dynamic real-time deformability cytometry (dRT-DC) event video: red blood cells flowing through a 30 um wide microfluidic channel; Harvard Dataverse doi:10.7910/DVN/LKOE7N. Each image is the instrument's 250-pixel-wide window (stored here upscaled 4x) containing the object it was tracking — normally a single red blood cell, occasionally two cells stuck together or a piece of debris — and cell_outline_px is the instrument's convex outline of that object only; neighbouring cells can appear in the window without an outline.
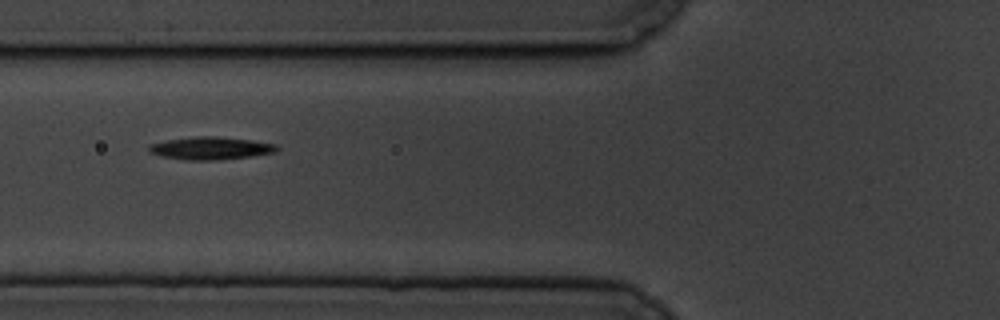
{"species": "common noctule bat (a hibernating species)", "species_latin": "Nyctalus noctula", "temperature_condition": "cold", "stored_images_in_passage": 8, "segment_of_instrument_passage": [2, 2], "camera_frame_rate_fps": 3000, "um_per_image_px": 0.085, "animal": {"sex": "male", "body_mass_g": 19.5, "forearm_length_mm": 54.6}, "frame": {"image": 1, "passage_image": 5, "time_ms": 5.667, "image_size_px": [1000, 320], "cell_outline_px": [[280, 148], [276, 152], [252, 156], [212, 160], [188, 160], [160, 156], [152, 152], [148, 148], [148, 144], [168, 140], [196, 136], [216, 136], [252, 140], [276, 144]], "centroid_in_image_um": [17.94, 12.59], "position_along_channel_um": 107.9, "area_um2": 16.82}}
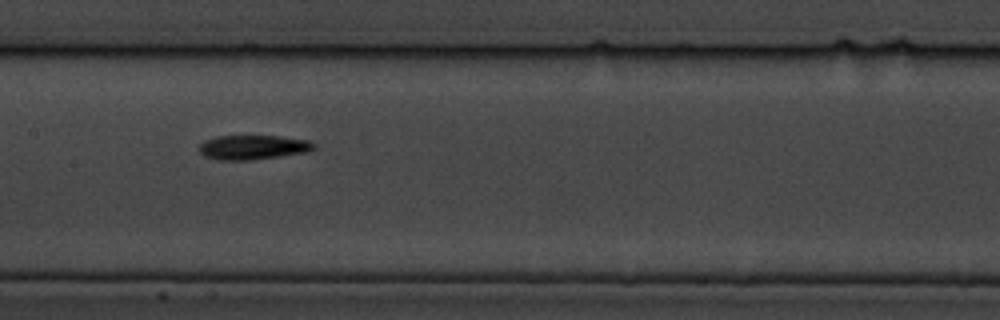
{"frame": {"image": 2, "passage_image": 7, "time_ms": 8.0, "image_size_px": [1000, 320], "cell_outline_px": [[316, 148], [308, 152], [280, 156], [248, 160], [220, 160], [204, 156], [200, 152], [200, 144], [204, 140], [216, 136], [280, 136], [308, 140], [316, 144]], "centroid_in_image_um": [21.52, 12.51], "position_along_channel_um": 185.9, "area_um2": 16.36}}
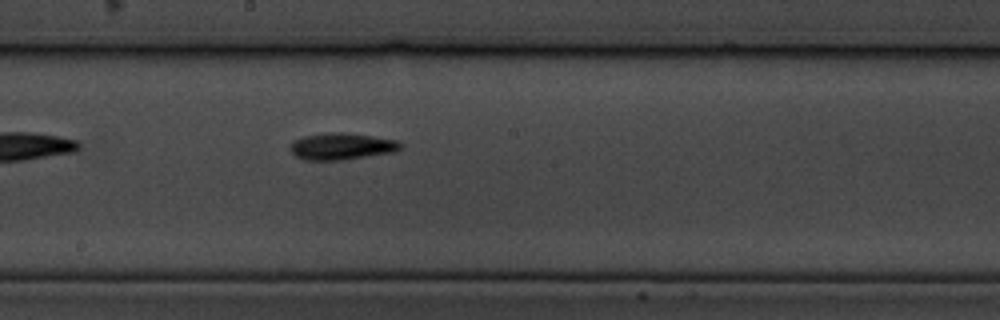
{"frame": {"image": 3, "passage_image": 8, "time_ms": 9.0, "image_size_px": [1000, 320], "cell_outline_px": [[404, 148], [396, 152], [340, 160], [304, 160], [296, 156], [288, 148], [292, 140], [304, 136], [328, 132], [344, 132], [372, 136], [396, 140], [404, 144]], "centroid_in_image_um": [29.05, 12.43], "position_along_channel_um": 219.1, "area_um2": 17.46}}